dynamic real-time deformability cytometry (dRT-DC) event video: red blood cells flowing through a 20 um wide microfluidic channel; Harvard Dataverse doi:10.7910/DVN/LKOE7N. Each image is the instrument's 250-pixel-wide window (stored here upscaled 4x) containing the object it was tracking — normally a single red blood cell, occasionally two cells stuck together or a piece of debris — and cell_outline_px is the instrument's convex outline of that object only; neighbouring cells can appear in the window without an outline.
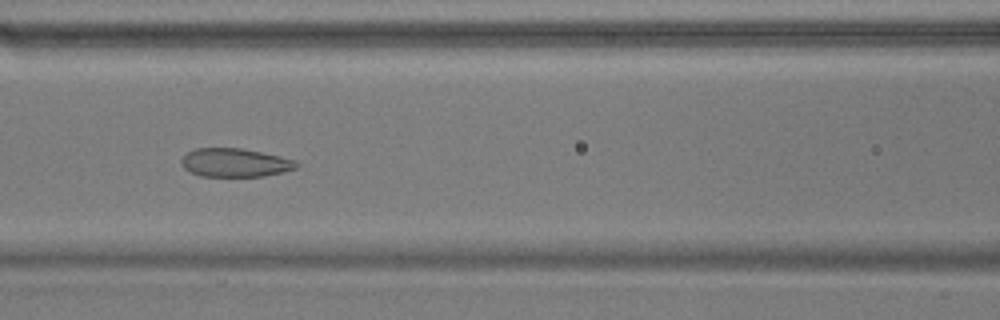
{"species": "common noctule bat (a hibernating species)", "species_latin": "Nyctalus noctula", "temperature_condition": "warm", "stored_images_in_passage": 42, "camera_frame_rate_fps": 3000, "um_per_image_px": 0.085, "animal": {"sex": "male", "body_mass_g": 17.9}, "frame": {"image": 1, "passage_image": 19, "time_ms": 6.0, "image_size_px": [1000, 320], "cell_outline_px": [[300, 164], [296, 168], [264, 176], [200, 176], [184, 168], [180, 164], [180, 160], [188, 152], [196, 148], [240, 148], [280, 156], [296, 160]], "centroid_in_image_um": [19.97, 13.82], "position_along_channel_um": 146.6, "area_um2": 19.02}}
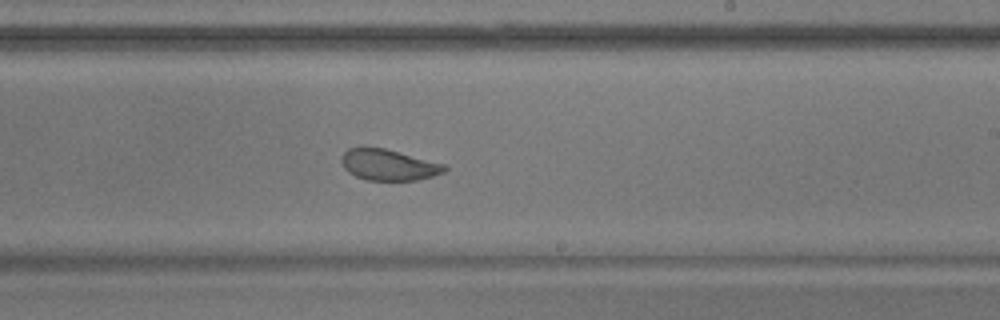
{"frame": {"image": 2, "passage_image": 28, "time_ms": 9.0, "image_size_px": [1000, 320], "cell_outline_px": [[448, 168], [444, 172], [432, 176], [416, 180], [368, 180], [356, 176], [348, 172], [344, 168], [340, 160], [344, 152], [348, 148], [364, 144], [384, 148], [444, 164]], "centroid_in_image_um": [32.96, 13.98], "position_along_channel_um": 256.0, "area_um2": 18.9}}
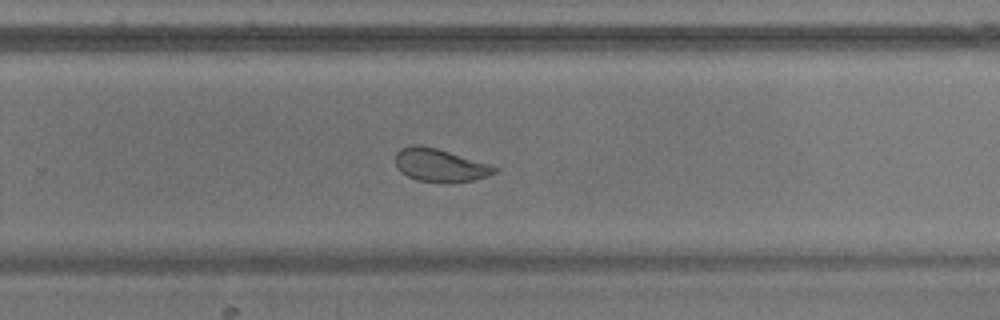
{"frame": {"image": 3, "passage_image": 31, "time_ms": 10.0, "image_size_px": [1000, 320], "cell_outline_px": [[500, 168], [496, 172], [488, 176], [472, 180], [416, 180], [400, 172], [396, 164], [396, 152], [400, 148], [412, 144], [420, 144], [436, 148], [488, 164]], "centroid_in_image_um": [37.35, 14.0], "position_along_channel_um": 292.4, "area_um2": 18.38}, "authors_computed_cell_mechanics": {"area_um2": 20.6635, "velocity_mm_per_s": 3.659, "shape_relaxation_time_tau1_ms": null, "shape_relaxation_time_tau2_ms": 1.3425, "deformation_change_tau1": null, "deformation_change_tau2": 0.0777}}